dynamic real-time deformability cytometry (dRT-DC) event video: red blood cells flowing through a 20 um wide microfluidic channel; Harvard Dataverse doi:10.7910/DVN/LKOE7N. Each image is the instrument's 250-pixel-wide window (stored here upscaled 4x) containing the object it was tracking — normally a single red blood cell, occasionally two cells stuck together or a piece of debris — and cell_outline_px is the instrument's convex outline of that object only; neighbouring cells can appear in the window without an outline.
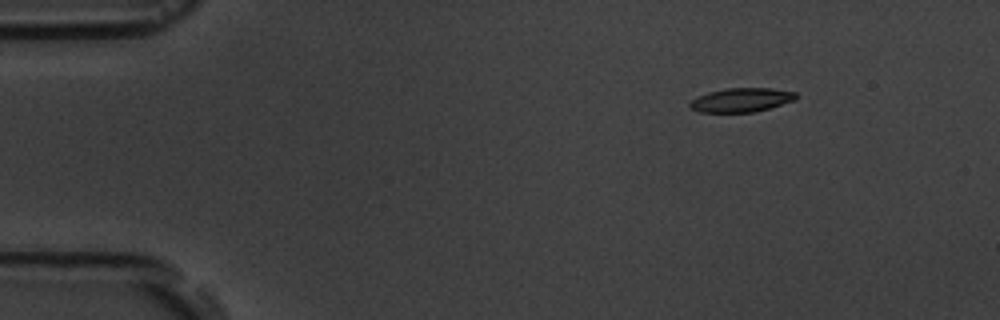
{"species": "common noctule bat (a hibernating species)", "species_latin": "Nyctalus noctula", "temperature_condition": "room temperature", "stored_images_in_passage": 5, "camera_frame_rate_fps": 3000, "um_per_image_px": 0.085, "animal": {"sex": "male", "body_mass_g": 19.5, "forearm_length_mm": 54.6}, "frame": {"image": 1, "passage_image": 1, "time_ms": 0.0, "image_size_px": [1000, 320], "cell_outline_px": [[796, 100], [756, 112], [700, 112], [688, 108], [688, 104], [692, 100], [708, 92], [728, 88], [772, 88], [796, 92]], "centroid_in_image_um": [63.02, 8.5], "position_along_channel_um": 22.0, "area_um2": 14.85}}
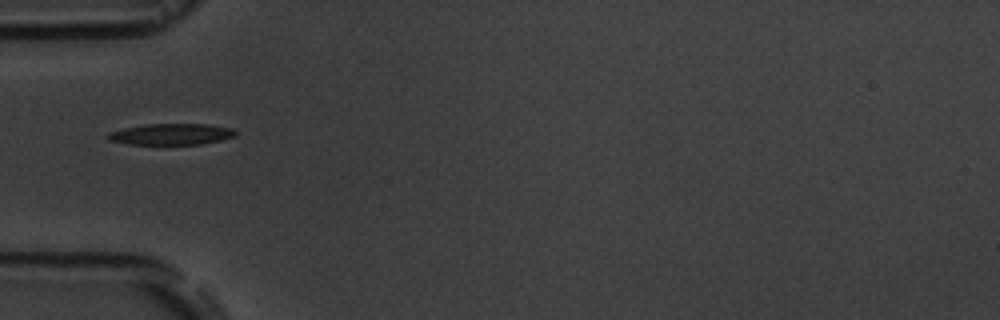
{"frame": {"image": 2, "passage_image": 4, "time_ms": 3.667, "image_size_px": [1000, 320], "cell_outline_px": [[236, 136], [220, 140], [200, 144], [128, 144], [108, 140], [104, 136], [108, 132], [124, 128], [144, 124], [208, 124], [232, 128], [236, 132]], "centroid_in_image_um": [14.51, 11.4], "position_along_channel_um": 70.5, "area_um2": 15.84}}
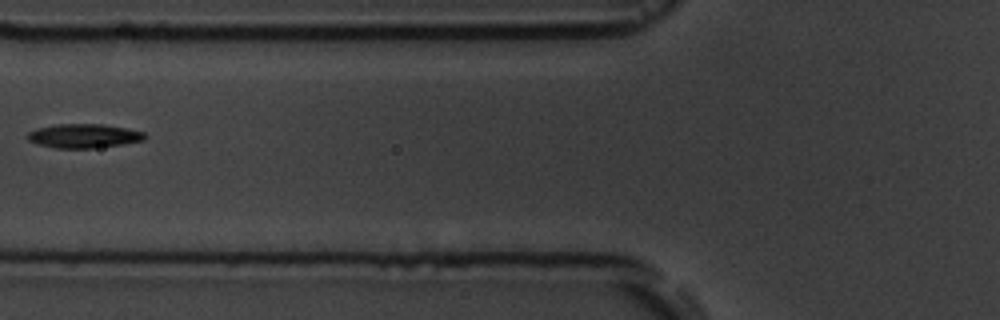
{"frame": {"image": 3, "passage_image": 5, "time_ms": 5.0, "image_size_px": [1000, 320], "cell_outline_px": [[148, 136], [144, 140], [124, 144], [92, 148], [56, 148], [36, 144], [28, 140], [28, 132], [36, 128], [56, 124], [104, 124], [144, 132]], "centroid_in_image_um": [7.12, 11.55], "position_along_channel_um": 118.7, "area_um2": 16.47}}